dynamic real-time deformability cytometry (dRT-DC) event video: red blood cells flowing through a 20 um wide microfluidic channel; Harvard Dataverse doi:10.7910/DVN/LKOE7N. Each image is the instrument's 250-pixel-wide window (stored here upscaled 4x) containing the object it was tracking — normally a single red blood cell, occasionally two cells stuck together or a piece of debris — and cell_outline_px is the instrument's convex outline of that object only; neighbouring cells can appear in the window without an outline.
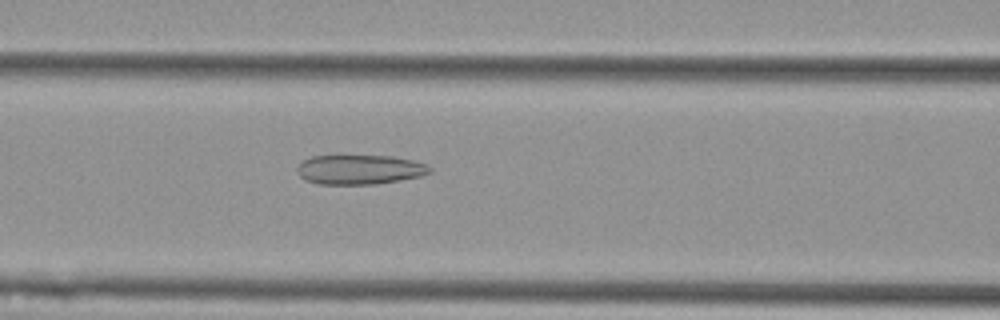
{"species": "Egyptian fruit bat (a non-hibernating species)", "species_latin": "Rousettus aegyptiacus", "temperature_condition": "cold", "stored_images_in_passage": 55, "camera_frame_rate_fps": 3000, "um_per_image_px": 0.085, "animal": {"sex": "female"}, "frame": {"image": 1, "passage_image": 23, "time_ms": 7.333, "image_size_px": [1000, 320], "cell_outline_px": [[432, 172], [420, 176], [400, 180], [376, 184], [320, 184], [304, 180], [296, 172], [296, 168], [304, 160], [312, 156], [392, 156], [412, 160], [424, 164], [432, 168]], "centroid_in_image_um": [30.56, 14.42], "position_along_channel_um": 136.0, "area_um2": 22.77}}
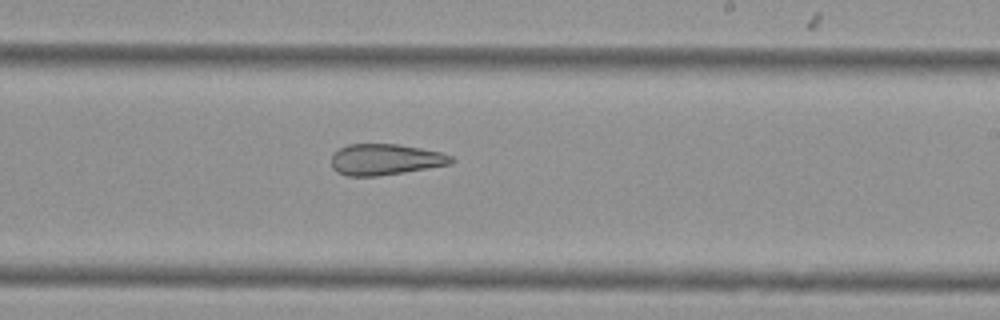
{"frame": {"image": 2, "passage_image": 33, "time_ms": 10.667, "image_size_px": [1000, 320], "cell_outline_px": [[456, 160], [452, 164], [404, 172], [376, 176], [348, 176], [336, 172], [332, 168], [332, 152], [348, 144], [400, 144], [440, 152], [452, 156]], "centroid_in_image_um": [32.74, 13.55], "position_along_channel_um": 256.3, "area_um2": 21.85}}
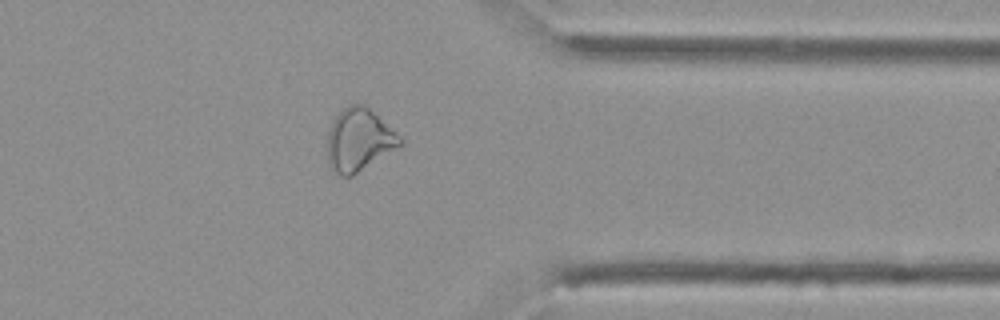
{"frame": {"image": 3, "passage_image": 44, "time_ms": 14.333, "image_size_px": [1000, 320], "cell_outline_px": [[404, 144], [352, 176], [340, 176], [328, 168], [328, 132], [332, 120], [348, 104], [364, 104], [400, 136], [404, 140]], "centroid_in_image_um": [30.5, 11.91], "position_along_channel_um": 380.9, "area_um2": 26.47}, "authors_computed_cell_mechanics": {"area_um2": 27.6862, "velocity_mm_per_s": 3.6243, "shape_relaxation_time_tau1_ms": null, "shape_relaxation_time_tau2_ms": 5.6152, "deformation_change_tau1": null, "deformation_change_tau2": 0.1552}}